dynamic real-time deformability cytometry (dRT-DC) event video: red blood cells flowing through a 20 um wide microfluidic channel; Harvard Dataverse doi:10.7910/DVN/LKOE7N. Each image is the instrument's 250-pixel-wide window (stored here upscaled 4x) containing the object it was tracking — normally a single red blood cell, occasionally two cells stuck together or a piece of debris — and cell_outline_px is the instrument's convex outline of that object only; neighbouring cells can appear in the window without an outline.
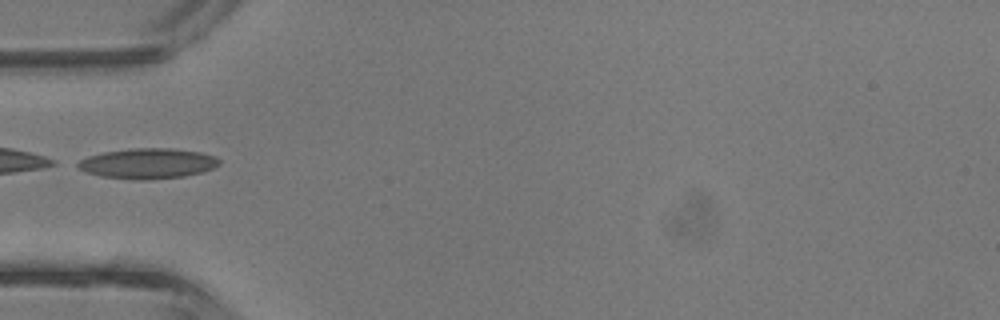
{"species": "common noctule bat (a hibernating species)", "species_latin": "Nyctalus noctula", "temperature_condition": "room temperature", "stored_images_in_passage": 28, "camera_frame_rate_fps": 3000, "um_per_image_px": 0.085, "animal": {"sex": "male", "body_mass_g": 13.3}, "frame": {"image": 1, "passage_image": 1, "time_ms": 0.0, "image_size_px": [1000, 320], "cell_outline_px": [[220, 164], [212, 168], [200, 172], [184, 176], [148, 180], [136, 180], [100, 176], [76, 168], [72, 164], [88, 156], [104, 152], [132, 148], [168, 148], [200, 152], [216, 156], [220, 160]], "centroid_in_image_um": [12.52, 13.89], "position_along_channel_um": 72.5, "area_um2": 25.09}}
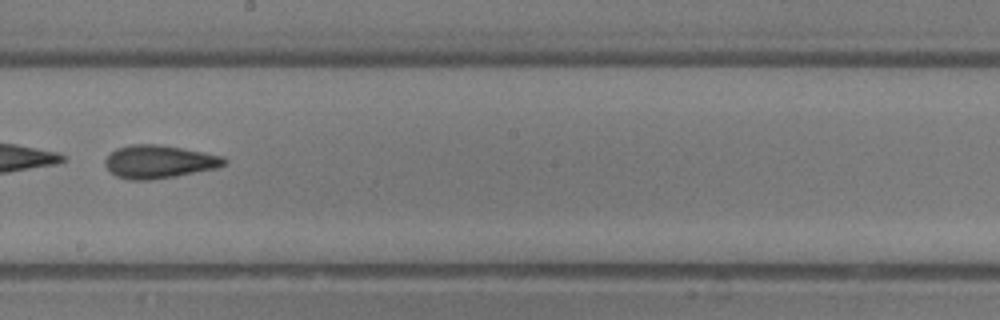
{"frame": {"image": 2, "passage_image": 11, "time_ms": 3.333, "image_size_px": [1000, 320], "cell_outline_px": [[228, 160], [224, 164], [216, 168], [176, 176], [152, 180], [128, 180], [116, 176], [104, 164], [104, 160], [116, 148], [128, 144], [160, 144], [204, 152], [224, 156]], "centroid_in_image_um": [13.51, 13.74], "position_along_channel_um": 234.7, "area_um2": 23.06}}
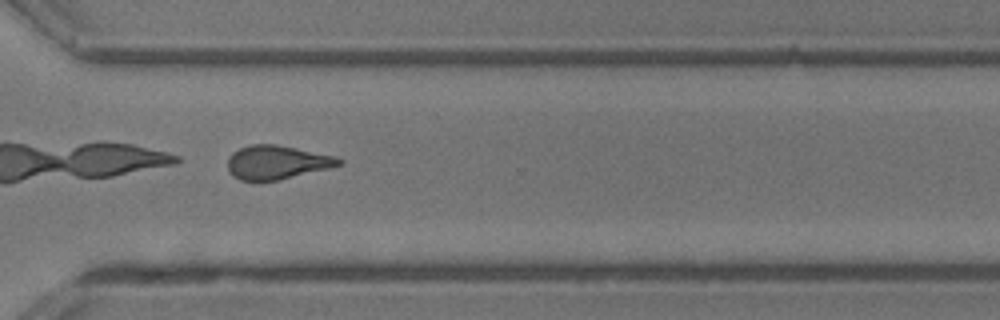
{"frame": {"image": 3, "passage_image": 18, "time_ms": 5.667, "image_size_px": [1000, 320], "cell_outline_px": [[344, 164], [328, 168], [276, 180], [240, 180], [232, 176], [228, 172], [228, 156], [232, 152], [240, 148], [252, 144], [276, 144], [336, 156], [344, 160]], "centroid_in_image_um": [23.52, 13.78], "position_along_channel_um": 347.1, "area_um2": 21.79}}